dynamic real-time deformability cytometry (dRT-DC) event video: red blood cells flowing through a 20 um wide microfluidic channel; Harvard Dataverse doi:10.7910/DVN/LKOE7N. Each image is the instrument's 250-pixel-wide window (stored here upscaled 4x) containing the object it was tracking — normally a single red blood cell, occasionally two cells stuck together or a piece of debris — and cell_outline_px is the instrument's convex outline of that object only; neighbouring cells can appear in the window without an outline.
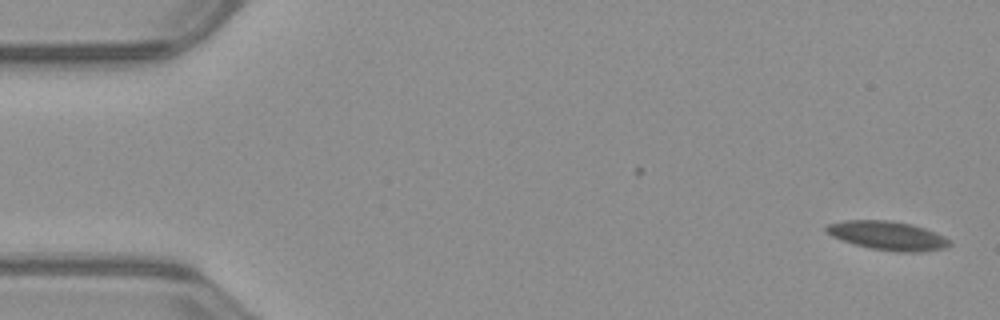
{"species": "common noctule bat (a hibernating species)", "species_latin": "Nyctalus noctula", "temperature_condition": "warm", "stored_images_in_passage": 53, "camera_frame_rate_fps": 3000, "um_per_image_px": 0.085, "animal": {"sex": "male", "body_mass_g": 23.1, "forearm_length_mm": 52.7}, "frame": {"image": 1, "passage_image": 1, "time_ms": 0.0, "image_size_px": [1000, 320], "cell_outline_px": [[952, 244], [944, 248], [924, 252], [896, 252], [872, 248], [840, 240], [824, 232], [824, 228], [828, 224], [844, 220], [888, 220], [912, 224], [924, 228], [944, 236], [952, 240]], "centroid_in_image_um": [75.46, 20.03], "position_along_channel_um": 9.5, "area_um2": 20.87}}
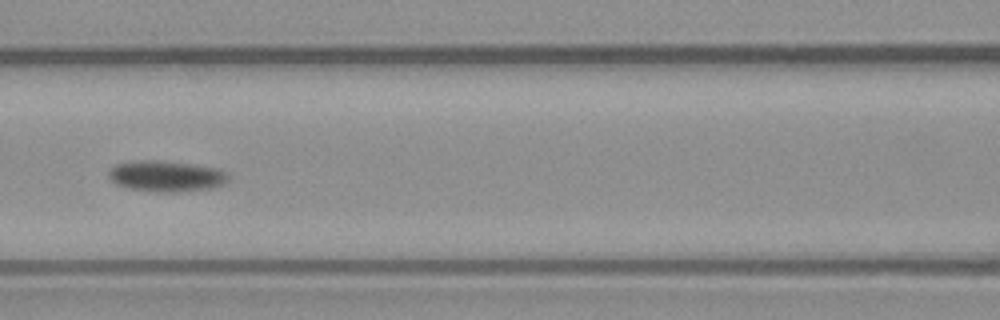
{"frame": {"image": 2, "passage_image": 23, "time_ms": 7.333, "image_size_px": [1000, 320], "cell_outline_px": [[228, 180], [224, 184], [212, 188], [176, 192], [160, 192], [128, 188], [116, 184], [108, 176], [108, 172], [116, 164], [140, 160], [160, 160], [192, 164], [220, 168], [228, 172]], "centroid_in_image_um": [14.17, 14.97], "position_along_channel_um": 152.4, "area_um2": 21.68}}
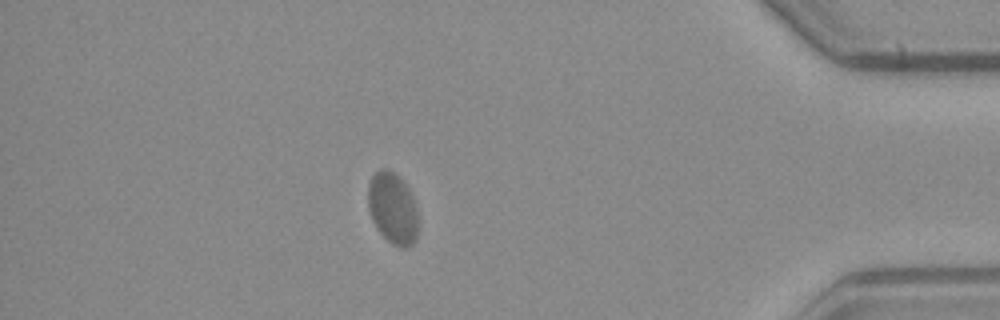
{"frame": {"image": 3, "passage_image": 46, "time_ms": 15.0, "image_size_px": [1000, 320], "cell_outline_px": [[416, 240], [408, 248], [400, 248], [392, 244], [376, 228], [372, 220], [368, 208], [368, 184], [372, 176], [380, 168], [388, 168], [396, 172], [404, 180], [412, 192], [416, 204]], "centroid_in_image_um": [33.38, 17.66], "position_along_channel_um": 401.8, "area_um2": 21.27}, "authors_computed_cell_mechanics": {"area_um2": 20.808, "velocity_mm_per_s": 3.8589, "shape_relaxation_time_tau1_ms": 3.851, "shape_relaxation_time_tau2_ms": null, "deformation_change_tau1": 0.0757, "deformation_change_tau2": null}}